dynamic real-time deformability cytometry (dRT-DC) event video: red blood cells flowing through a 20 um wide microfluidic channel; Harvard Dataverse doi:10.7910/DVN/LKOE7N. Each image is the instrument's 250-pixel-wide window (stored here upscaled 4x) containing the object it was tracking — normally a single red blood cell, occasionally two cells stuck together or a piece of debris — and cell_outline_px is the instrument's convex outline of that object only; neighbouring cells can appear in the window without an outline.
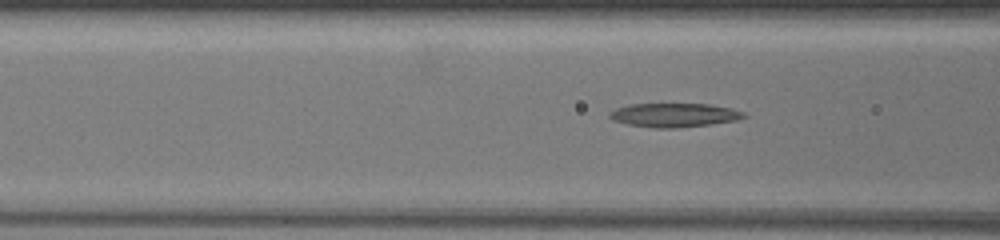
{"species": "common noctule bat (a hibernating species)", "species_latin": "Nyctalus noctula", "temperature_condition": "warm", "stored_images_in_passage": 42, "camera_frame_rate_fps": 3000, "um_per_image_px": 0.085, "animal": {"sex": "female", "body_mass_g": 19.5, "forearm_length_mm": 54.1}, "frame": {"image": 1, "passage_image": 11, "time_ms": 3.333, "image_size_px": [1000, 240], "cell_outline_px": [[748, 116], [736, 120], [708, 124], [676, 128], [652, 128], [628, 124], [616, 120], [608, 116], [608, 112], [616, 108], [632, 104], [708, 104], [732, 108], [744, 112]], "centroid_in_image_um": [57.31, 9.78], "position_along_channel_um": 109.3, "area_um2": 18.55}}
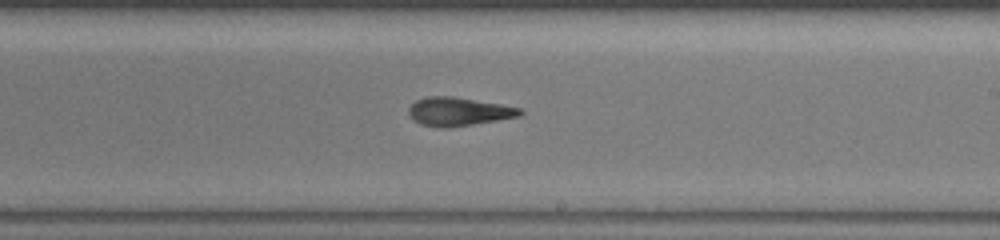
{"frame": {"image": 2, "passage_image": 24, "time_ms": 7.667, "image_size_px": [1000, 240], "cell_outline_px": [[524, 112], [520, 116], [448, 128], [440, 128], [420, 124], [408, 112], [408, 108], [416, 100], [428, 96], [452, 96], [500, 104], [520, 108]], "centroid_in_image_um": [38.97, 9.48], "position_along_channel_um": 250.0, "area_um2": 18.26}}
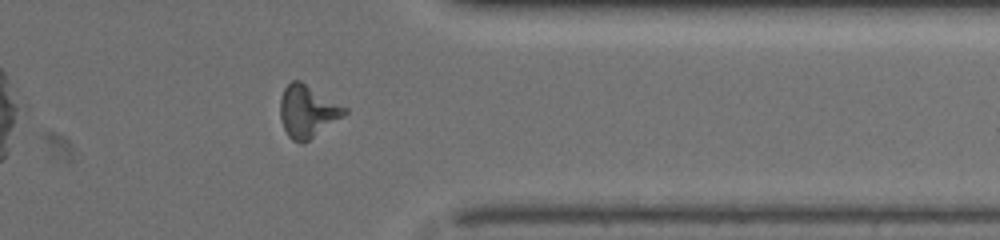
{"frame": {"image": 3, "passage_image": 37, "time_ms": 12.0, "image_size_px": [1000, 240], "cell_outline_px": [[348, 112], [304, 144], [300, 144], [292, 140], [288, 136], [284, 128], [280, 116], [280, 100], [284, 88], [292, 80], [300, 80], [348, 108]], "centroid_in_image_um": [26.13, 9.47], "position_along_channel_um": 385.3, "area_um2": 19.59}}